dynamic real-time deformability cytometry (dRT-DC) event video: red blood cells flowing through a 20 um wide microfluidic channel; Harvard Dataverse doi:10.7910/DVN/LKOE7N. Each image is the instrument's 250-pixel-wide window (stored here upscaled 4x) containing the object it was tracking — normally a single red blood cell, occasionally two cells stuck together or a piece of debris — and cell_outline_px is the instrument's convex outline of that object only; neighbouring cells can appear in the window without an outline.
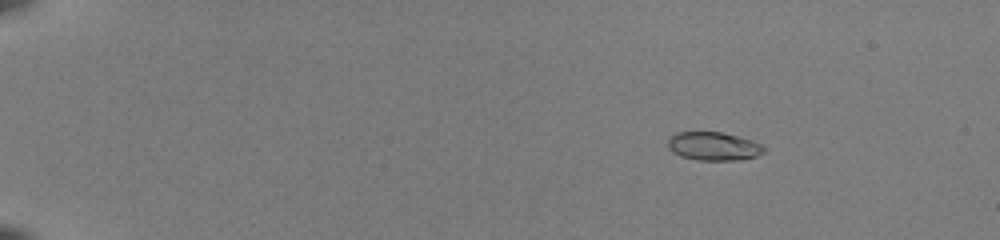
{"species": "common noctule bat (a hibernating species)", "species_latin": "Nyctalus noctula", "temperature_condition": "room temperature", "stored_images_in_passage": 48, "camera_frame_rate_fps": 3000, "um_per_image_px": 0.085, "animal": {"sex": "female", "body_mass_g": 22.0, "forearm_length_mm": 56.7}, "frame": {"image": 1, "passage_image": 3, "time_ms": 0.667, "image_size_px": [1000, 240], "cell_outline_px": [[764, 152], [756, 156], [736, 160], [696, 160], [680, 156], [672, 152], [668, 148], [668, 140], [676, 132], [720, 132], [736, 136], [760, 144], [764, 148]], "centroid_in_image_um": [60.59, 12.44], "position_along_channel_um": 24.4, "area_um2": 15.66}}
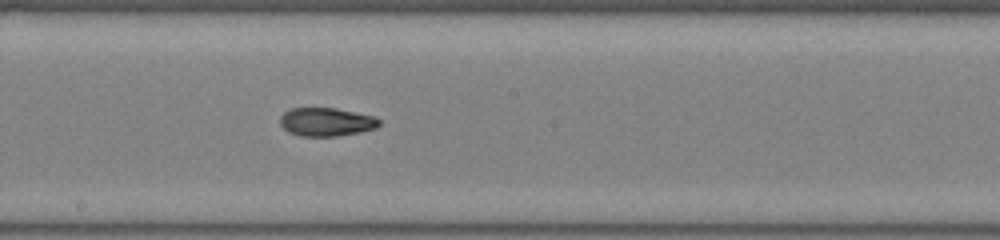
{"frame": {"image": 2, "passage_image": 27, "time_ms": 8.667, "image_size_px": [1000, 240], "cell_outline_px": [[380, 124], [376, 128], [336, 136], [300, 136], [288, 132], [280, 124], [280, 116], [284, 112], [292, 108], [336, 108], [372, 116], [380, 120]], "centroid_in_image_um": [27.69, 10.36], "position_along_channel_um": 220.5, "area_um2": 16.24}}
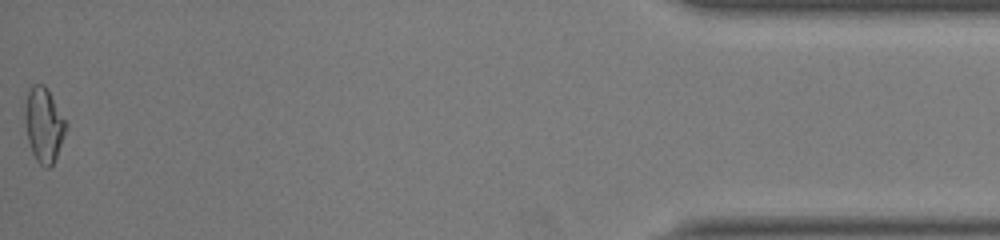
{"frame": {"image": 3, "passage_image": 48, "time_ms": 15.667, "image_size_px": [1000, 240], "cell_outline_px": [[68, 124], [56, 156], [52, 164], [48, 168], [44, 168], [36, 160], [32, 152], [28, 140], [24, 120], [24, 112], [28, 92], [32, 84], [44, 84], [48, 88]], "centroid_in_image_um": [3.72, 10.58], "position_along_channel_um": 431.5, "area_um2": 17.8}, "authors_computed_cell_mechanics": {"area_um2": 16.4441, "velocity_mm_per_s": 4.0198, "shape_relaxation_time_tau1_ms": 5.2885, "shape_relaxation_time_tau2_ms": 1.8924, "deformation_change_tau1": 0.1923, "deformation_change_tau2": 0.0755}}